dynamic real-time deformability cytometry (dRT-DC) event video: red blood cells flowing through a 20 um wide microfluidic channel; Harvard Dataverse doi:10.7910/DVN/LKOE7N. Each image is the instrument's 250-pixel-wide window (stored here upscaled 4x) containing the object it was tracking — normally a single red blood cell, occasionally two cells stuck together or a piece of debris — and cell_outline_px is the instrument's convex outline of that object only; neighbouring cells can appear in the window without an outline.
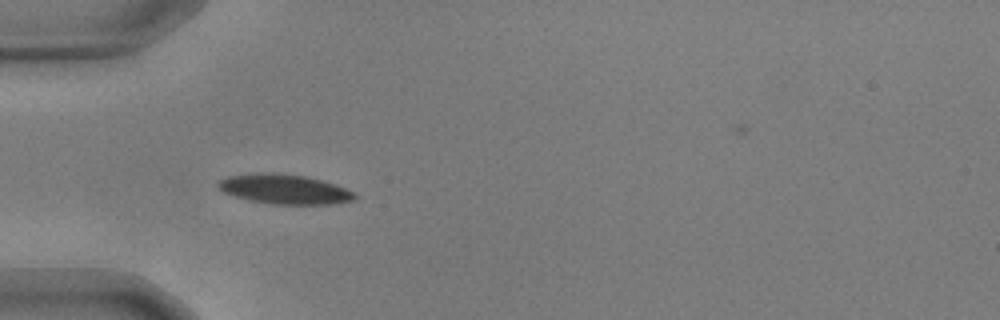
{"species": "common noctule bat (a hibernating species)", "species_latin": "Nyctalus noctula", "temperature_condition": "warm", "stored_images_in_passage": 36, "camera_frame_rate_fps": 3000, "um_per_image_px": 0.085, "animal": {"sex": "male", "body_mass_g": 17.9, "forearm_length_mm": 54.2}, "frame": {"image": 1, "passage_image": 1, "time_ms": 0.0, "image_size_px": [1000, 320], "cell_outline_px": [[356, 196], [352, 200], [332, 204], [272, 204], [248, 200], [224, 192], [216, 188], [216, 184], [220, 180], [228, 176], [260, 172], [272, 172], [304, 176], [336, 184], [356, 192]], "centroid_in_image_um": [24.16, 16.07], "position_along_channel_um": 60.8, "area_um2": 23.64}}
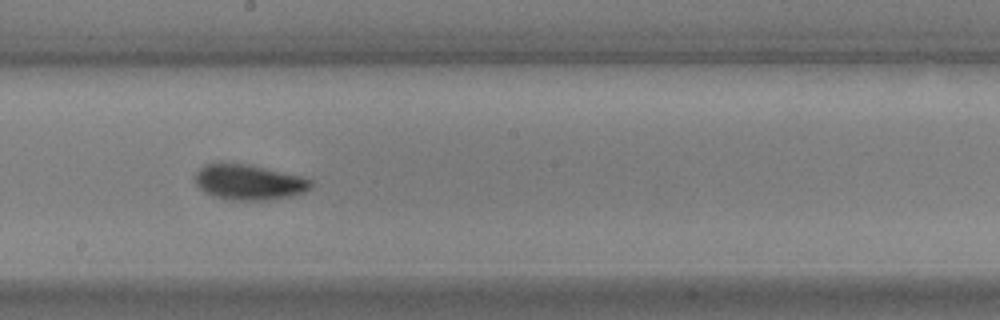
{"frame": {"image": 2, "passage_image": 15, "time_ms": 4.667, "image_size_px": [1000, 320], "cell_outline_px": [[312, 188], [304, 192], [292, 196], [268, 200], [232, 200], [212, 196], [204, 192], [196, 184], [196, 172], [204, 164], [220, 160], [252, 164], [300, 176], [312, 180]], "centroid_in_image_um": [21.13, 15.45], "position_along_channel_um": 227.1, "area_um2": 24.57}}
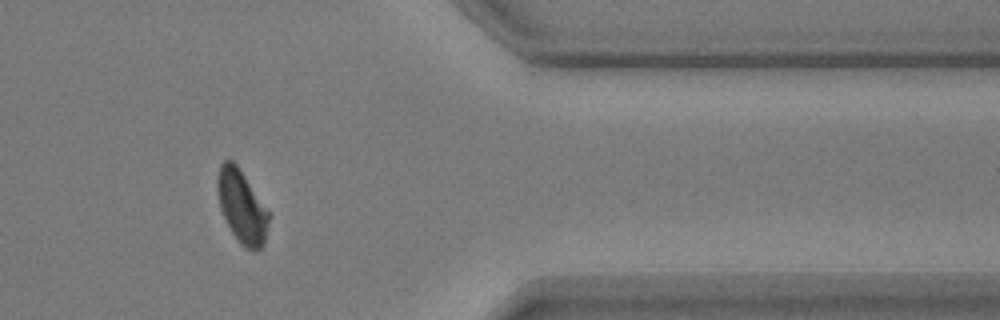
{"frame": {"image": 3, "passage_image": 30, "time_ms": 9.667, "image_size_px": [1000, 320], "cell_outline_px": [[268, 224], [264, 244], [256, 252], [244, 248], [240, 244], [232, 232], [220, 208], [216, 192], [216, 180], [220, 164], [224, 160], [232, 160], [236, 164], [268, 212]], "centroid_in_image_um": [20.51, 17.58], "position_along_channel_um": 390.9, "area_um2": 21.44}}